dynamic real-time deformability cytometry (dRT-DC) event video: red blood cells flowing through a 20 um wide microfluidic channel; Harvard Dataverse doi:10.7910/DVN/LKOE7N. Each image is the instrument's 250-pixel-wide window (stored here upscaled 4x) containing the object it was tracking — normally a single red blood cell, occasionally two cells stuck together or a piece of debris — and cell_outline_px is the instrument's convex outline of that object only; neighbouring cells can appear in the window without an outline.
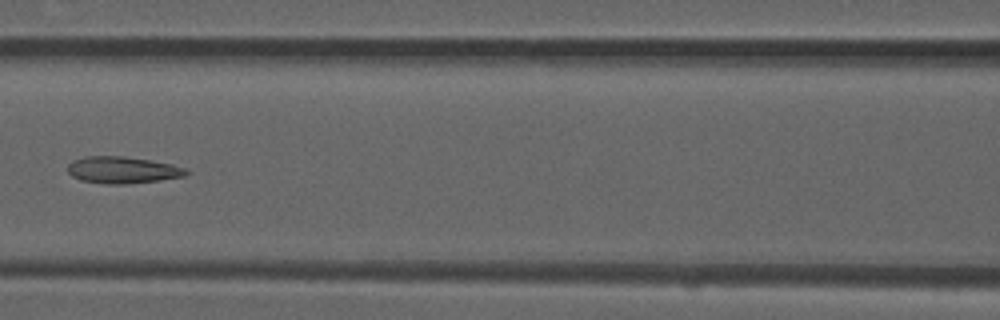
{"species": "common noctule bat (a hibernating species)", "species_latin": "Nyctalus noctula", "temperature_condition": "room temperature", "stored_images_in_passage": 6, "camera_frame_rate_fps": 3000, "um_per_image_px": 0.085, "animal": {"sex": "male", "forearm_length_mm": 52.5}, "frame": {"image": 1, "passage_image": 6, "time_ms": 1.667, "image_size_px": [1000, 320], "cell_outline_px": [[192, 172], [188, 176], [160, 180], [128, 184], [104, 184], [80, 180], [72, 176], [68, 172], [68, 164], [72, 160], [84, 156], [124, 156], [172, 164], [184, 168]], "centroid_in_image_um": [10.43, 14.45], "position_along_channel_um": 156.2, "area_um2": 18.73}}